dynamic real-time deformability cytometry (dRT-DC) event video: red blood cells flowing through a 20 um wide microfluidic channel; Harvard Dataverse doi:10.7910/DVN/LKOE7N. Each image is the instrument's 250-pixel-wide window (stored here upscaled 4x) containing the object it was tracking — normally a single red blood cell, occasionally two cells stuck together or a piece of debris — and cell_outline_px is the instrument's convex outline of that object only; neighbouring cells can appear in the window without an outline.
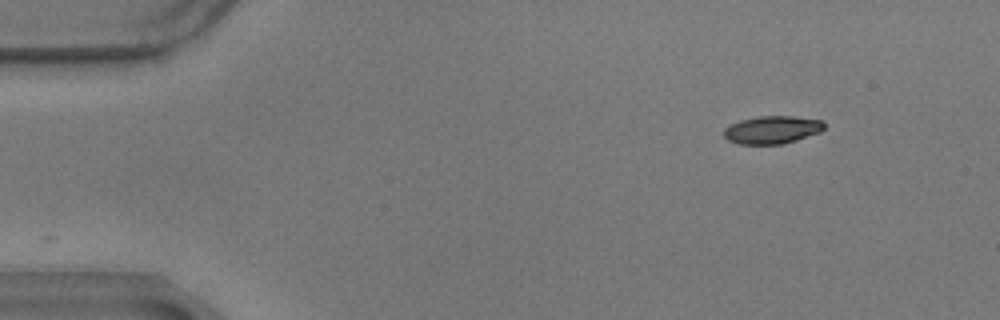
{"species": "common noctule bat (a hibernating species)", "species_latin": "Nyctalus noctula", "temperature_condition": "warm", "stored_images_in_passage": 53, "camera_frame_rate_fps": 3000, "um_per_image_px": 0.085, "animal": {"sex": "male", "body_mass_g": 17.9}, "frame": {"image": 1, "passage_image": 1, "time_ms": 0.0, "image_size_px": [1000, 320], "cell_outline_px": [[824, 128], [820, 132], [796, 140], [780, 144], [736, 144], [728, 140], [724, 136], [724, 128], [728, 124], [740, 120], [760, 116], [792, 116], [824, 120]], "centroid_in_image_um": [65.61, 11.03], "position_along_channel_um": 19.4, "area_um2": 16.36}}
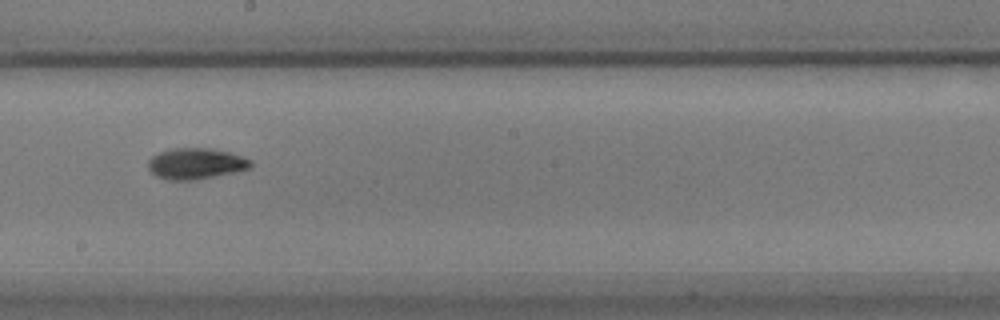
{"frame": {"image": 2, "passage_image": 27, "time_ms": 8.667, "image_size_px": [1000, 320], "cell_outline_px": [[252, 164], [248, 168], [232, 172], [192, 180], [168, 180], [156, 176], [148, 168], [148, 160], [152, 156], [160, 152], [172, 148], [212, 148], [232, 152], [244, 156], [252, 160]], "centroid_in_image_um": [16.64, 13.88], "position_along_channel_um": 231.6, "area_um2": 18.5}}
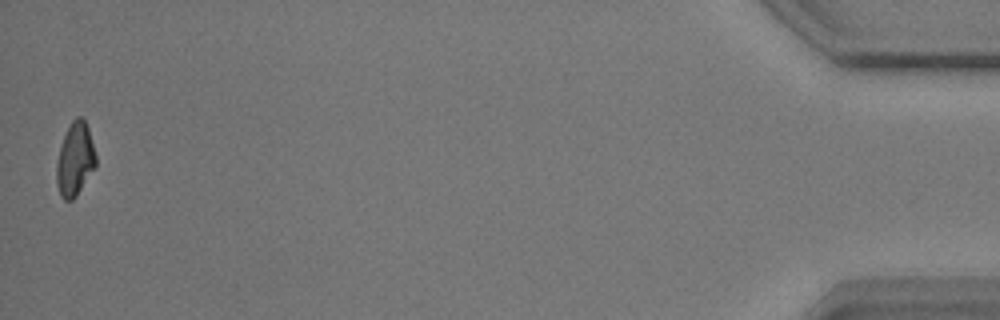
{"frame": {"image": 3, "passage_image": 52, "time_ms": 17.0, "image_size_px": [1000, 320], "cell_outline_px": [[96, 164], [76, 196], [72, 200], [64, 200], [60, 196], [56, 184], [56, 164], [60, 148], [64, 136], [72, 120], [76, 116], [80, 116], [84, 120], [88, 128], [96, 156]], "centroid_in_image_um": [6.36, 13.56], "position_along_channel_um": 428.8, "area_um2": 16.53}, "authors_computed_cell_mechanics": {"area_um2": 17.2822, "velocity_mm_per_s": 3.4713, "shape_relaxation_time_tau1_ms": 3.1716, "shape_relaxation_time_tau2_ms": 7.3922, "deformation_change_tau1": 0.1379, "deformation_change_tau2": 0.1223}}